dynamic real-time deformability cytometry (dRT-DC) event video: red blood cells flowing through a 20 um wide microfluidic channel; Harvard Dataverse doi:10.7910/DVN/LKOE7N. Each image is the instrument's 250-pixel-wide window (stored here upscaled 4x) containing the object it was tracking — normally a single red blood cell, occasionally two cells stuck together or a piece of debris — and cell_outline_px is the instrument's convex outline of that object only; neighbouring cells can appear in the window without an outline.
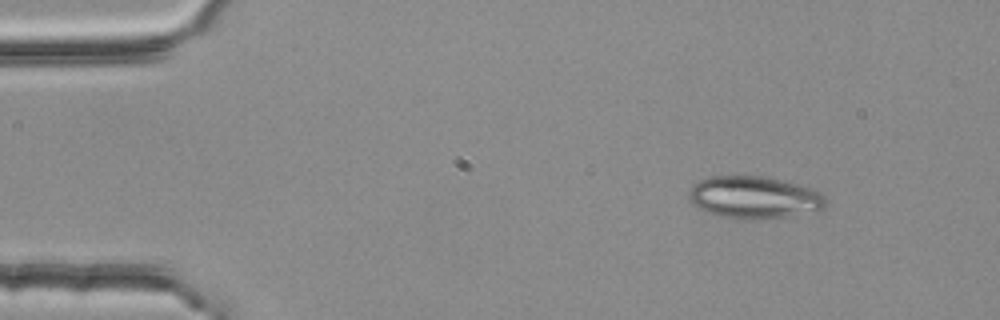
{"species": "common noctule bat (a hibernating species)", "species_latin": "Nyctalus noctula", "temperature_condition": "room temperature", "stored_images_in_passage": 4, "segment_of_instrument_passage": [1, 2], "camera_frame_rate_fps": 3000, "um_per_image_px": 0.085, "animal": {"sex": "female", "body_mass_g": 25.1}, "frame": {"image": 1, "passage_image": 1, "time_ms": 0.0, "image_size_px": [1000, 320], "cell_outline_px": [[824, 208], [784, 216], [748, 220], [724, 216], [708, 212], [692, 204], [688, 196], [688, 192], [700, 180], [712, 176], [764, 176], [800, 184], [812, 188], [820, 192], [824, 196]], "centroid_in_image_um": [64.08, 16.76], "position_along_channel_um": 20.9, "area_um2": 33.12}}